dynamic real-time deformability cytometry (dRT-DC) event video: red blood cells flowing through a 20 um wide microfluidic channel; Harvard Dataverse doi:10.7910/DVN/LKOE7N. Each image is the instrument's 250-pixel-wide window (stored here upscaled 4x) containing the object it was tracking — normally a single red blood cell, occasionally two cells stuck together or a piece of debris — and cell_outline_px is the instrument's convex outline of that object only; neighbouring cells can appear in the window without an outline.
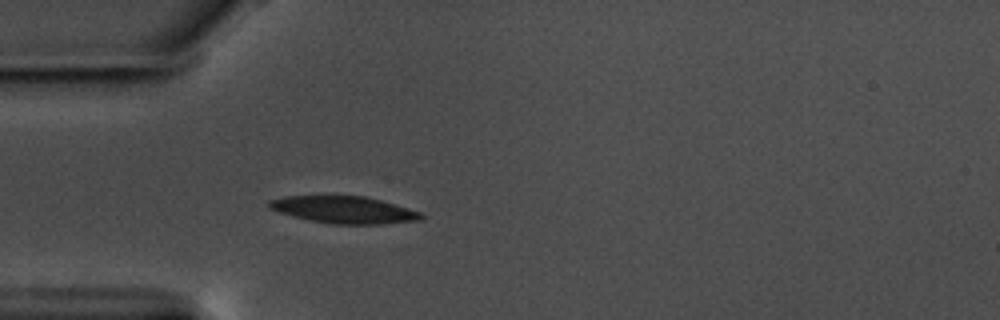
{"species": "common noctule bat (a hibernating species)", "species_latin": "Nyctalus noctula", "temperature_condition": "warm", "stored_images_in_passage": 42, "camera_frame_rate_fps": 3000, "um_per_image_px": 0.085, "animal": {"sex": "male", "body_mass_g": 17.5, "forearm_length_mm": 52.3}, "frame": {"image": 1, "passage_image": 1, "time_ms": 0.0, "image_size_px": [1000, 320], "cell_outline_px": [[424, 220], [384, 224], [332, 224], [308, 220], [280, 212], [268, 208], [268, 200], [284, 196], [364, 196], [380, 200], [408, 208], [420, 212], [424, 216]], "centroid_in_image_um": [29.25, 17.84], "position_along_channel_um": 55.7, "area_um2": 23.99}}
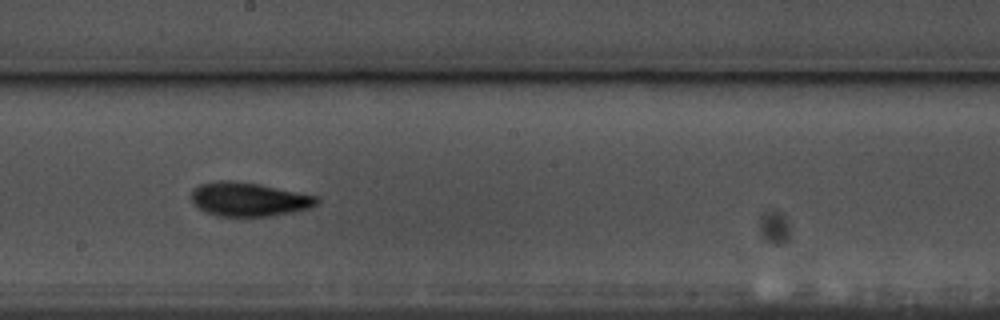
{"frame": {"image": 2, "passage_image": 16, "time_ms": 5.0, "image_size_px": [1000, 320], "cell_outline_px": [[320, 200], [316, 204], [308, 208], [292, 212], [272, 216], [216, 216], [204, 212], [192, 204], [192, 188], [200, 184], [220, 180], [232, 180], [260, 184], [316, 196]], "centroid_in_image_um": [21.09, 16.94], "position_along_channel_um": 227.1, "area_um2": 24.85}}
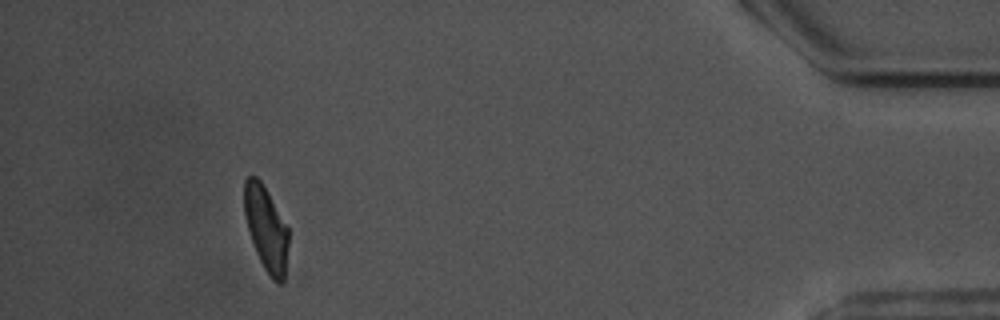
{"frame": {"image": 3, "passage_image": 37, "time_ms": 12.0, "image_size_px": [1000, 320], "cell_outline_px": [[288, 244], [284, 280], [280, 284], [272, 280], [264, 268], [256, 252], [248, 228], [244, 212], [244, 180], [248, 176], [256, 176], [260, 180], [268, 192], [288, 228]], "centroid_in_image_um": [22.62, 19.42], "position_along_channel_um": 412.6, "area_um2": 21.56}, "authors_computed_cell_mechanics": {"area_um2": 23.4379, "velocity_mm_per_s": 3.5466, "shape_relaxation_time_tau1_ms": 3.7582, "shape_relaxation_time_tau2_ms": 5.7595, "deformation_change_tau1": 0.1466, "deformation_change_tau2": 0.0834}}